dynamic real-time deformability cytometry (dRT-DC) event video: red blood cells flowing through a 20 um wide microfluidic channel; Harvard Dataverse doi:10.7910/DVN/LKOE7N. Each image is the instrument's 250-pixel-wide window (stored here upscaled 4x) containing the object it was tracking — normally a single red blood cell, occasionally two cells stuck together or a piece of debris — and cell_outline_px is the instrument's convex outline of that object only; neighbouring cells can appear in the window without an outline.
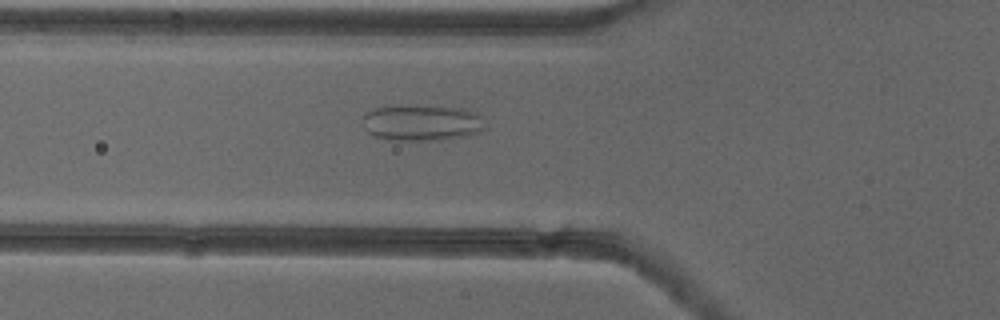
{"species": "common noctule bat (a hibernating species)", "species_latin": "Nyctalus noctula", "temperature_condition": "cold", "stored_images_in_passage": 37, "camera_frame_rate_fps": 3000, "um_per_image_px": 0.085, "animal": {"sex": "female"}, "frame": {"image": 1, "passage_image": 3, "time_ms": 0.667, "image_size_px": [1000, 320], "cell_outline_px": [[484, 128], [480, 132], [468, 136], [440, 140], [388, 140], [372, 136], [364, 128], [360, 120], [368, 112], [376, 108], [388, 104], [416, 104], [464, 108], [476, 112], [480, 116]], "centroid_in_image_um": [35.8, 10.4], "position_along_channel_um": 90.0, "area_um2": 26.65}}
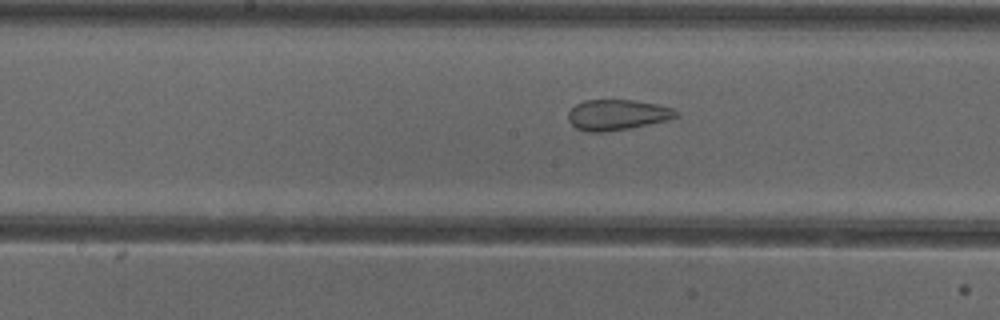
{"frame": {"image": 2, "passage_image": 11, "time_ms": 3.333, "image_size_px": [1000, 320], "cell_outline_px": [[680, 116], [668, 120], [628, 128], [604, 132], [584, 132], [576, 128], [568, 120], [568, 112], [576, 104], [584, 100], [636, 100], [660, 104], [672, 108], [680, 112]], "centroid_in_image_um": [52.49, 9.75], "position_along_channel_um": 195.7, "area_um2": 19.42}}
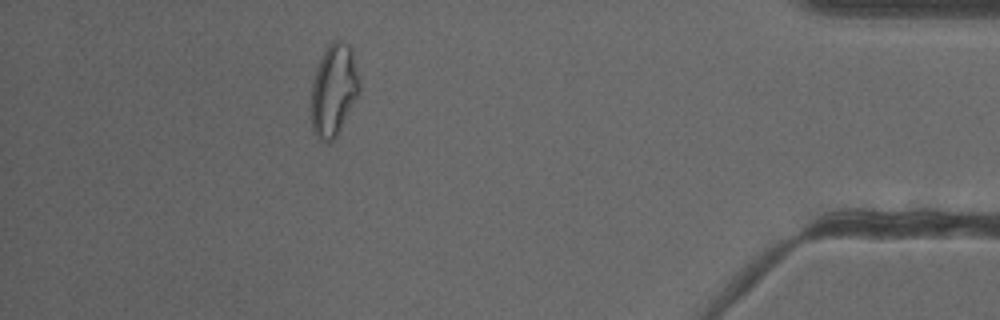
{"frame": {"image": 3, "passage_image": 31, "time_ms": 10.0, "image_size_px": [1000, 320], "cell_outline_px": [[360, 92], [336, 136], [328, 144], [320, 140], [316, 136], [312, 128], [312, 80], [316, 68], [328, 44], [332, 40], [340, 40], [348, 44], [352, 52], [360, 84]], "centroid_in_image_um": [28.36, 7.66], "position_along_channel_um": 406.8, "area_um2": 25.61}}